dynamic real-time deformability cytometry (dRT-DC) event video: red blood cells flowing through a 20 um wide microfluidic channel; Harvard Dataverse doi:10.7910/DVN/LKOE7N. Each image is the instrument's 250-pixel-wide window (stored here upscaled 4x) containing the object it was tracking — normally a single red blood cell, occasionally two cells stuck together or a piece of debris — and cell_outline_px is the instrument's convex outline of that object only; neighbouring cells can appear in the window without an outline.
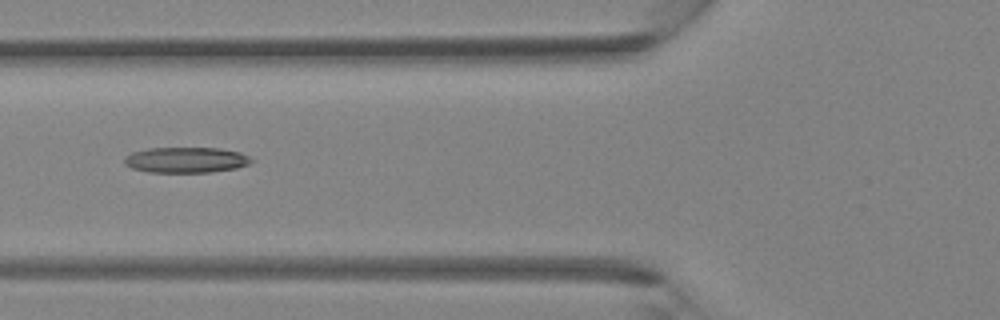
{"species": "Egyptian fruit bat (a non-hibernating species)", "species_latin": "Rousettus aegyptiacus", "temperature_condition": "room temperature", "stored_images_in_passage": 5, "camera_frame_rate_fps": 3000, "um_per_image_px": 0.085, "animal": {"sex": "female"}, "frame": {"image": 1, "passage_image": 5, "time_ms": 1.333, "image_size_px": [1000, 320], "cell_outline_px": [[252, 160], [248, 164], [236, 168], [208, 172], [148, 172], [132, 168], [124, 164], [124, 156], [132, 152], [148, 148], [220, 148], [240, 152], [248, 156]], "centroid_in_image_um": [15.77, 13.59], "position_along_channel_um": 110.0, "area_um2": 18.9}}